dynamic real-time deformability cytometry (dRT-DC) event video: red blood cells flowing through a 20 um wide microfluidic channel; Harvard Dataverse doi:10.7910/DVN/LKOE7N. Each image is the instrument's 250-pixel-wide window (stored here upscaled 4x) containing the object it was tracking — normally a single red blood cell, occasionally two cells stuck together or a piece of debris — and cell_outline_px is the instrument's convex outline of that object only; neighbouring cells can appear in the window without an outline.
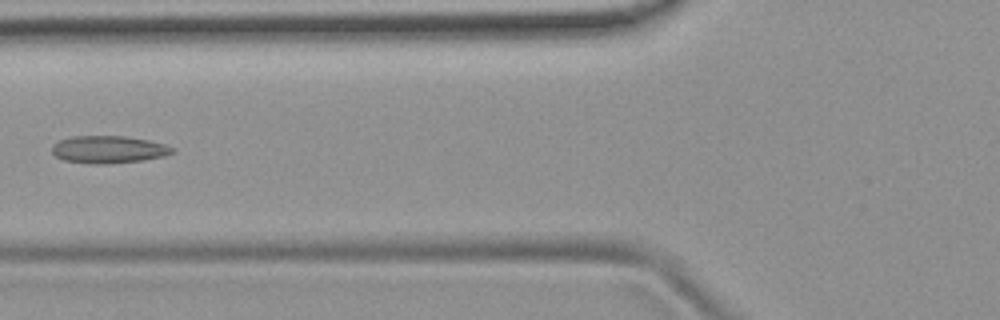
{"species": "common noctule bat (a hibernating species)", "species_latin": "Nyctalus noctula", "temperature_condition": "room temperature", "stored_images_in_passage": 4, "camera_frame_rate_fps": 3000, "um_per_image_px": 0.085, "animal": {"sex": "female", "body_mass_g": 19.9}, "frame": {"image": 1, "passage_image": 3, "time_ms": 2.333, "image_size_px": [1000, 320], "cell_outline_px": [[176, 148], [172, 152], [164, 156], [144, 160], [108, 164], [92, 164], [64, 160], [56, 156], [52, 152], [52, 144], [60, 140], [72, 136], [124, 136], [148, 140], [164, 144]], "centroid_in_image_um": [9.22, 12.71], "position_along_channel_um": 116.6, "area_um2": 19.25}}
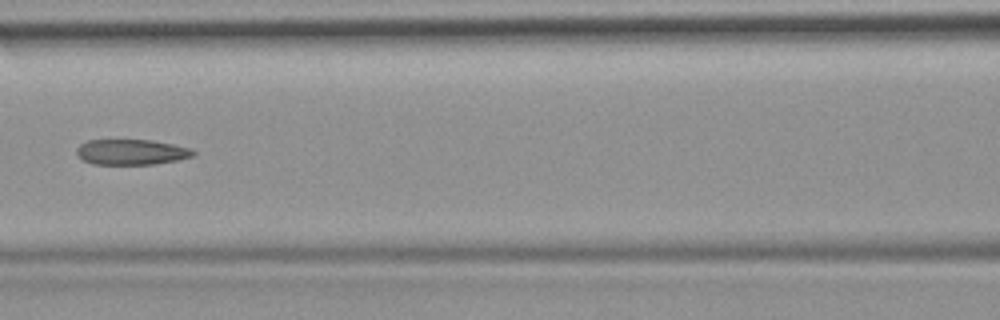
{"frame": {"image": 2, "passage_image": 4, "time_ms": 3.333, "image_size_px": [1000, 320], "cell_outline_px": [[196, 156], [156, 164], [92, 164], [84, 160], [76, 152], [76, 148], [80, 144], [88, 140], [152, 140], [192, 148], [196, 152]], "centroid_in_image_um": [11.21, 12.92], "position_along_channel_um": 155.4, "area_um2": 17.34}}